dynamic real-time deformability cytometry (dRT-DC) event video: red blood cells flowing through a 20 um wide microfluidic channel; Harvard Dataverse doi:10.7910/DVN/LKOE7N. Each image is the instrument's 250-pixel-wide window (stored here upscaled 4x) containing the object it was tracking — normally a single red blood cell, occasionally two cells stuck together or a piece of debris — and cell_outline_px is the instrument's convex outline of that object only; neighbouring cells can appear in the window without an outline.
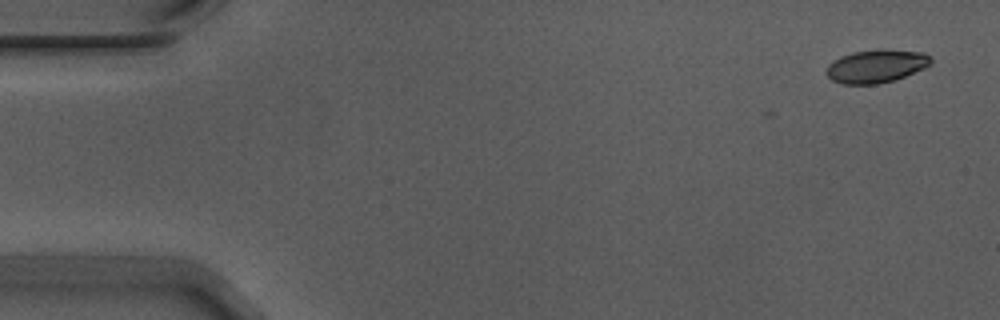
{"species": "Egyptian fruit bat (a non-hibernating species)", "species_latin": "Rousettus aegyptiacus", "temperature_condition": "warm", "stored_images_in_passage": 4, "camera_frame_rate_fps": 3000, "um_per_image_px": 0.085, "animal": {"sex": "male"}, "frame": {"image": 1, "passage_image": 1, "time_ms": 0.0, "image_size_px": [1000, 320], "cell_outline_px": [[932, 64], [924, 68], [904, 76], [892, 80], [876, 84], [844, 84], [832, 80], [828, 76], [828, 64], [840, 56], [852, 52], [924, 52], [932, 60]], "centroid_in_image_um": [74.45, 5.67], "position_along_channel_um": 10.5, "area_um2": 19.07}}